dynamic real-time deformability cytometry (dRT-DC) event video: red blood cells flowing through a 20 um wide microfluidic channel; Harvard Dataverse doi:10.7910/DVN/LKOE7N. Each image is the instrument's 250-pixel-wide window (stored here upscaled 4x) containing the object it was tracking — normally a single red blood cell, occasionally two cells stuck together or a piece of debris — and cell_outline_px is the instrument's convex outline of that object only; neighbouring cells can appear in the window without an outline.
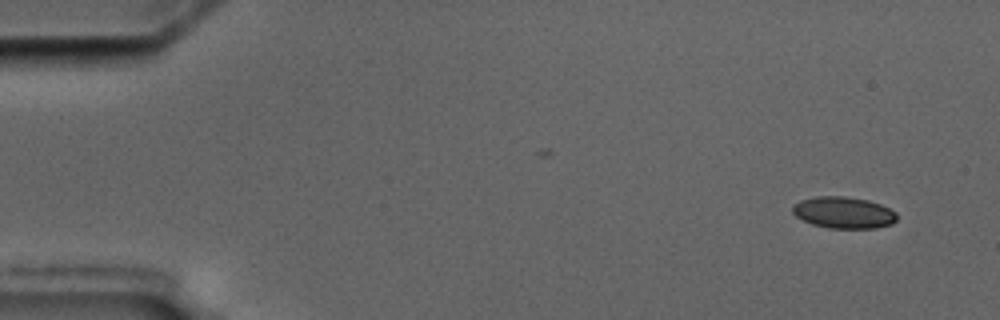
{"species": "common noctule bat (a hibernating species)", "species_latin": "Nyctalus noctula", "temperature_condition": "cold", "stored_images_in_passage": 6, "segment_of_instrument_passage": [1, 2], "camera_frame_rate_fps": 3000, "um_per_image_px": 0.085, "animal": {"sex": "male", "body_mass_g": 17.5, "forearm_length_mm": 52.3}, "frame": {"image": 1, "passage_image": 1, "time_ms": 0.0, "image_size_px": [1000, 320], "cell_outline_px": [[896, 220], [892, 224], [876, 228], [828, 228], [812, 224], [796, 216], [792, 212], [792, 204], [800, 200], [816, 196], [844, 196], [868, 200], [880, 204], [896, 212]], "centroid_in_image_um": [71.69, 18.06], "position_along_channel_um": 13.3, "area_um2": 19.25}}